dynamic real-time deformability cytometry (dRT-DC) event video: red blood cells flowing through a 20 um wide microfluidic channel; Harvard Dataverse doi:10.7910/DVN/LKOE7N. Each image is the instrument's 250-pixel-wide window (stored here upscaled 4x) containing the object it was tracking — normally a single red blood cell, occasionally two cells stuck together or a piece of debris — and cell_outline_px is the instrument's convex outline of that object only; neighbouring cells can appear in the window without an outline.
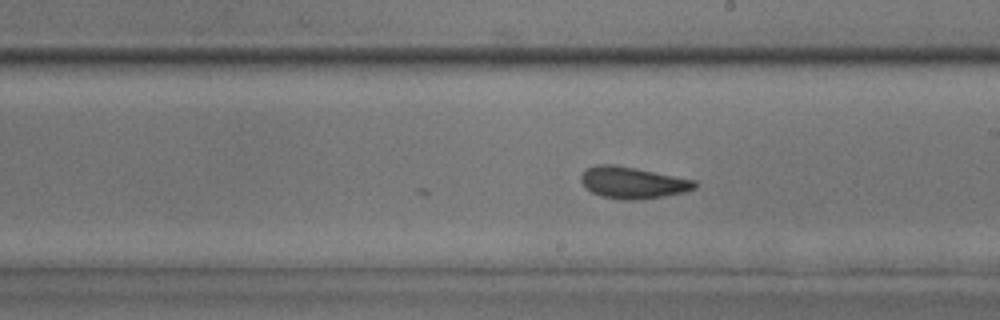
{"species": "common noctule bat (a hibernating species)", "species_latin": "Nyctalus noctula", "temperature_condition": "room temperature", "stored_images_in_passage": 28, "camera_frame_rate_fps": 3000, "um_per_image_px": 0.085, "animal": {"sex": "male", "body_mass_g": 17.9, "forearm_length_mm": 54.2}, "frame": {"image": 1, "passage_image": 28, "time_ms": 9.0, "image_size_px": [1000, 320], "cell_outline_px": [[696, 188], [684, 192], [664, 196], [636, 200], [620, 200], [600, 196], [584, 188], [580, 180], [580, 176], [584, 168], [596, 164], [616, 164], [696, 180]], "centroid_in_image_um": [53.72, 15.52], "position_along_channel_um": 235.3, "area_um2": 21.33}}